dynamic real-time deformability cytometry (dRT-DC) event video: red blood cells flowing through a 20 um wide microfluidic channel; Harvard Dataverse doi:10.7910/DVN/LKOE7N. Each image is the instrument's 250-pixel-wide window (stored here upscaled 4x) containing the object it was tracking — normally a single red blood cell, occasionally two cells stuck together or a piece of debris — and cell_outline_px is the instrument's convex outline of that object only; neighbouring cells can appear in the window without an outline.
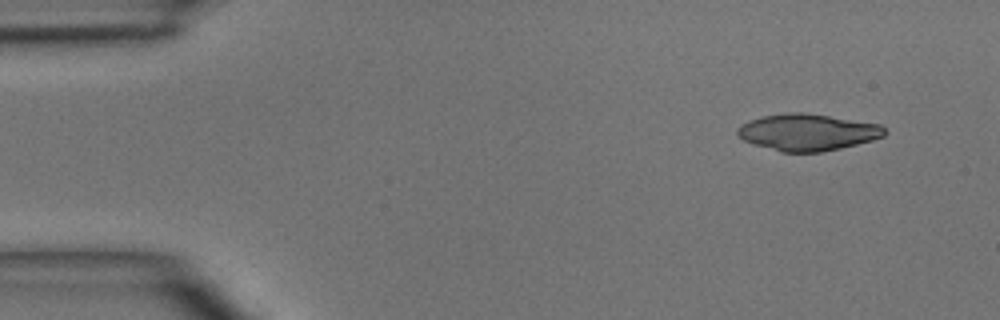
{"species": "common noctule bat (a hibernating species)", "species_latin": "Nyctalus noctula", "temperature_condition": "room temperature", "stored_images_in_passage": 5, "camera_frame_rate_fps": 3000, "um_per_image_px": 0.085, "animal": {"sex": "male", "body_mass_g": 15.6}, "frame": {"image": 1, "passage_image": 1, "time_ms": 0.0, "image_size_px": [1000, 320], "cell_outline_px": [[888, 132], [884, 136], [872, 140], [840, 148], [820, 152], [780, 152], [752, 144], [744, 140], [736, 132], [736, 128], [740, 124], [748, 120], [764, 116], [788, 112], [804, 112], [880, 124]], "centroid_in_image_um": [68.61, 11.24], "position_along_channel_um": 16.4, "area_um2": 31.5}}